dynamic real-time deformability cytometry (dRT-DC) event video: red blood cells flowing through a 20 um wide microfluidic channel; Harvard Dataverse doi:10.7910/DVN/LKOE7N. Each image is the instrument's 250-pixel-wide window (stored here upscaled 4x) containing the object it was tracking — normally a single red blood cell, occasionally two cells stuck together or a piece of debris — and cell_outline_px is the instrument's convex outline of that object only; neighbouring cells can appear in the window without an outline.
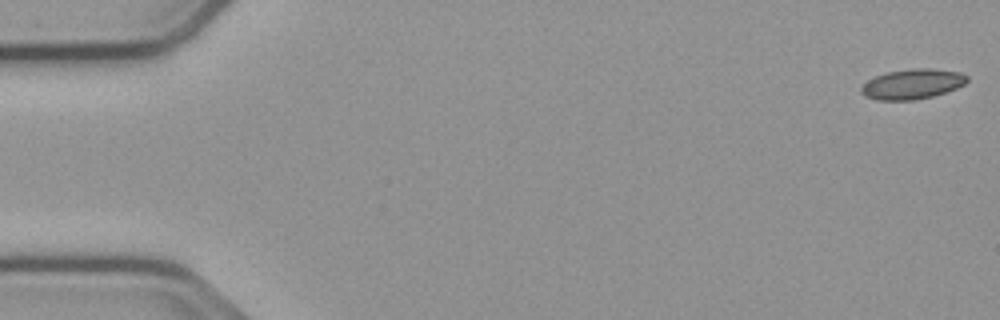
{"species": "common noctule bat (a hibernating species)", "species_latin": "Nyctalus noctula", "temperature_condition": "cold", "stored_images_in_passage": 55, "camera_frame_rate_fps": 3000, "um_per_image_px": 0.085, "animal": {"sex": "male", "body_mass_g": 23.1, "forearm_length_mm": 52.7}, "frame": {"image": 1, "passage_image": 1, "time_ms": 0.0, "image_size_px": [1000, 320], "cell_outline_px": [[968, 80], [964, 84], [956, 88], [932, 96], [916, 100], [876, 100], [864, 96], [860, 92], [860, 88], [868, 80], [876, 76], [888, 72], [912, 68], [928, 68], [960, 72], [968, 76]], "centroid_in_image_um": [77.53, 7.15], "position_along_channel_um": 7.5, "area_um2": 18.5}}
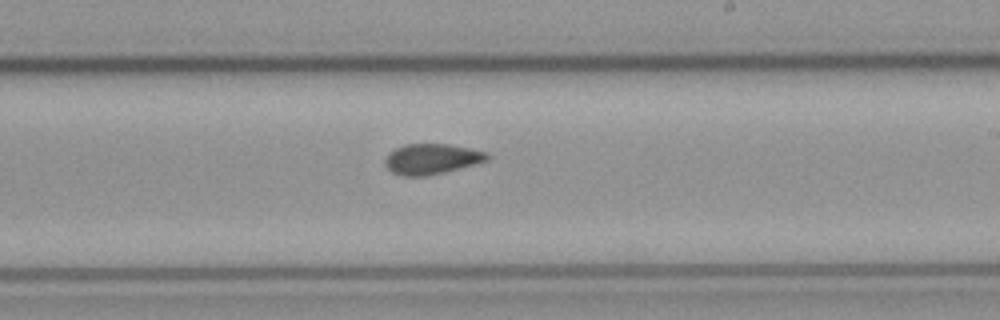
{"frame": {"image": 2, "passage_image": 32, "time_ms": 10.333, "image_size_px": [1000, 320], "cell_outline_px": [[492, 156], [488, 160], [476, 164], [428, 176], [400, 176], [392, 172], [384, 164], [384, 160], [396, 148], [404, 144], [448, 144], [488, 152]], "centroid_in_image_um": [36.72, 13.52], "position_along_channel_um": 252.3, "area_um2": 18.15}}
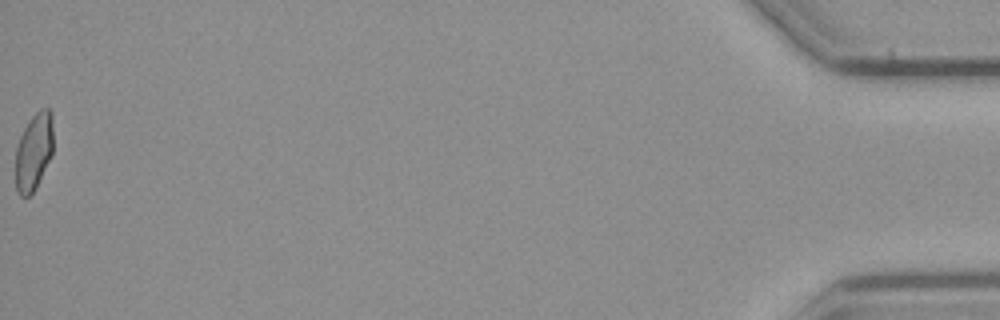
{"frame": {"image": 3, "passage_image": 55, "time_ms": 18.0, "image_size_px": [1000, 320], "cell_outline_px": [[52, 152], [36, 188], [28, 196], [20, 196], [16, 188], [16, 148], [20, 136], [28, 120], [40, 108], [48, 108], [52, 112]], "centroid_in_image_um": [2.86, 12.85], "position_along_channel_um": 432.3, "area_um2": 16.82}, "authors_computed_cell_mechanics": {"area_um2": 18.1492, "velocity_mm_per_s": 3.7602, "shape_relaxation_time_tau1_ms": null, "shape_relaxation_time_tau2_ms": 3.282, "deformation_change_tau1": null, "deformation_change_tau2": 0.08}}